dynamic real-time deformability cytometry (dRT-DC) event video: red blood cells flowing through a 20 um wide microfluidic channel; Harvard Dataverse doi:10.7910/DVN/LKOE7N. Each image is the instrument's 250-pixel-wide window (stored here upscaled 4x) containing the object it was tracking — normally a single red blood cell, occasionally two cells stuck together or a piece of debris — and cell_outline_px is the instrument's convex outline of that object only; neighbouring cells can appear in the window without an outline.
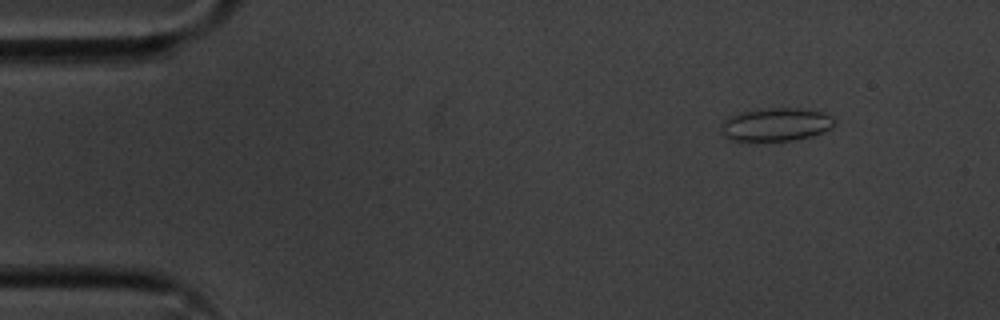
{"species": "common noctule bat (a hibernating species)", "species_latin": "Nyctalus noctula", "temperature_condition": "cold", "stored_images_in_passage": 50, "camera_frame_rate_fps": 3000, "um_per_image_px": 0.085, "animal": {"sex": "male", "body_mass_g": 20.1, "forearm_length_mm": 53.5}, "frame": {"image": 1, "passage_image": 1, "time_ms": 0.0, "image_size_px": [1000, 320], "cell_outline_px": [[836, 124], [832, 128], [824, 132], [812, 136], [792, 140], [728, 140], [720, 132], [720, 124], [728, 116], [740, 112], [768, 108], [800, 108], [824, 112], [832, 116], [836, 120]], "centroid_in_image_um": [65.97, 10.57], "position_along_channel_um": 19.0, "area_um2": 22.2}}
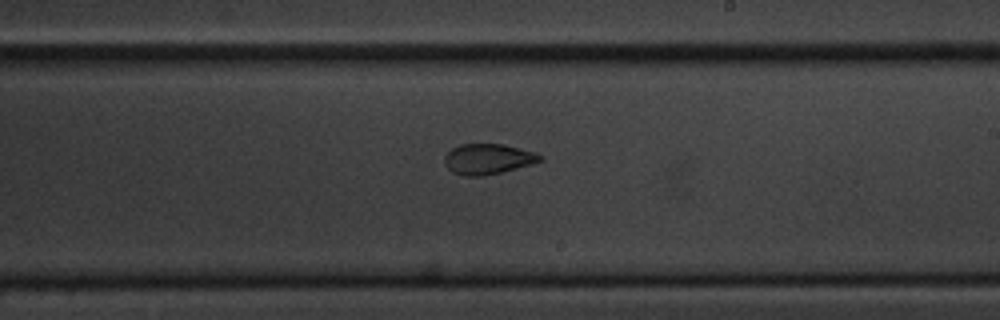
{"frame": {"image": 2, "passage_image": 27, "time_ms": 8.667, "image_size_px": [1000, 320], "cell_outline_px": [[544, 160], [516, 168], [484, 176], [464, 176], [452, 172], [444, 164], [444, 156], [452, 148], [460, 144], [504, 144], [536, 152], [544, 156]], "centroid_in_image_um": [41.48, 13.51], "position_along_channel_um": 247.5, "area_um2": 17.05}}
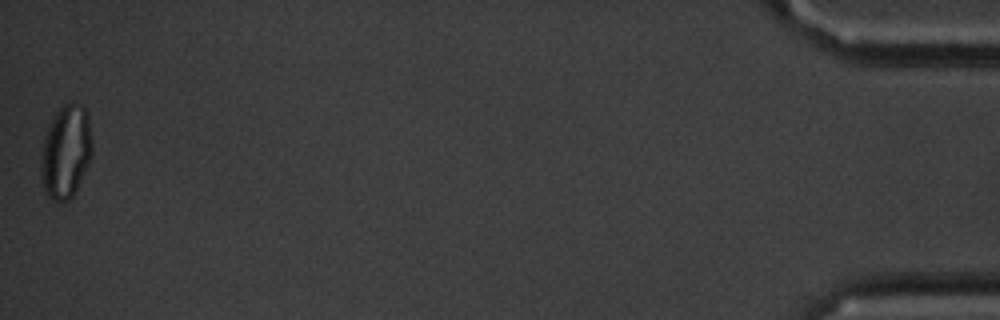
{"frame": {"image": 3, "passage_image": 50, "time_ms": 16.333, "image_size_px": [1000, 320], "cell_outline_px": [[92, 156], [72, 196], [64, 204], [52, 200], [44, 192], [40, 176], [40, 168], [44, 136], [48, 124], [52, 116], [64, 104], [80, 104], [88, 112], [92, 144]], "centroid_in_image_um": [5.58, 12.92], "position_along_channel_um": 429.6, "area_um2": 28.03}, "authors_computed_cell_mechanics": {"area_um2": 18.6116, "velocity_mm_per_s": 3.6034, "shape_relaxation_time_tau1_ms": 8.5057, "shape_relaxation_time_tau2_ms": 1.3921, "deformation_change_tau1": 0.1795, "deformation_change_tau2": 0.0625}}